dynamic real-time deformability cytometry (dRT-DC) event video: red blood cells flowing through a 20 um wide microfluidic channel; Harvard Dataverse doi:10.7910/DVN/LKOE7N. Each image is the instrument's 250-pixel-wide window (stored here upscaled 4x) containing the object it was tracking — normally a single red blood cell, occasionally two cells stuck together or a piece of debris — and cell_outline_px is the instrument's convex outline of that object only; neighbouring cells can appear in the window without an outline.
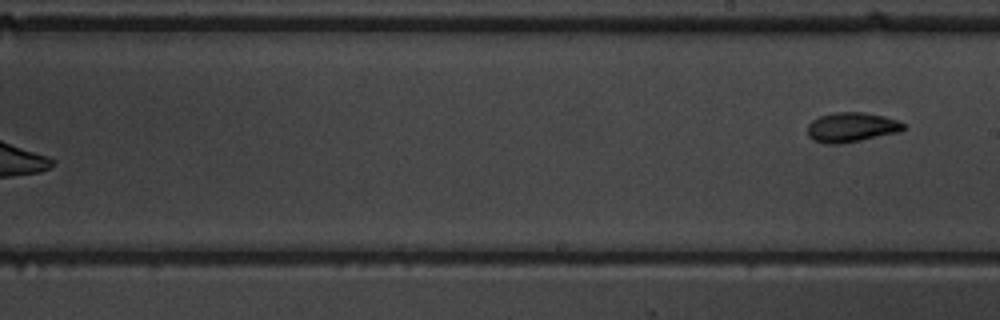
{"species": "common noctule bat (a hibernating species)", "species_latin": "Nyctalus noctula", "temperature_condition": "warm", "stored_images_in_passage": 9, "segment_of_instrument_passage": [2, 2], "camera_frame_rate_fps": 3000, "um_per_image_px": 0.085, "animal": {"sex": "male", "body_mass_g": 19.5, "forearm_length_mm": 54.6}, "frame": {"image": 1, "passage_image": 9, "time_ms": 10.0, "image_size_px": [1000, 320], "cell_outline_px": [[904, 128], [900, 132], [840, 144], [824, 144], [812, 140], [808, 136], [808, 124], [812, 120], [820, 116], [836, 112], [864, 112], [884, 116], [900, 120], [904, 124]], "centroid_in_image_um": [72.37, 10.82], "position_along_channel_um": 216.6, "area_um2": 16.7}}